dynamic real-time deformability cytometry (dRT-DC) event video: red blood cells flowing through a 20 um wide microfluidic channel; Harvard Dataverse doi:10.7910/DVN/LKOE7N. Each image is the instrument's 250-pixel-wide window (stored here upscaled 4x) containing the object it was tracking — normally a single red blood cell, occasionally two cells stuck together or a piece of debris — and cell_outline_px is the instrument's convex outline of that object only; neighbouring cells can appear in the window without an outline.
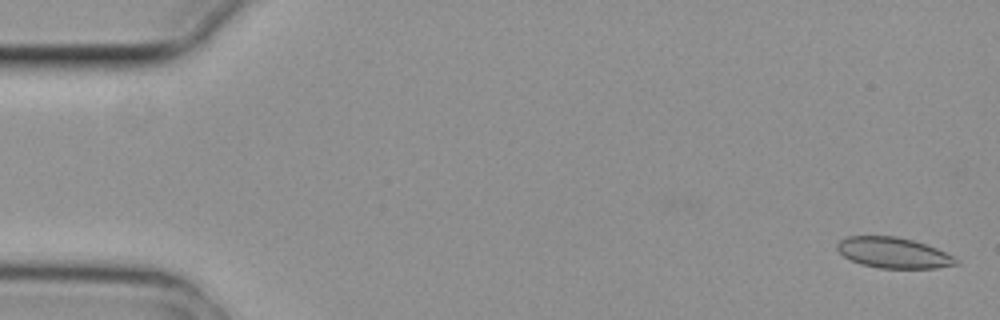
{"species": "common noctule bat (a hibernating species)", "species_latin": "Nyctalus noctula", "temperature_condition": "cold", "stored_images_in_passage": 4, "segment_of_instrument_passage": [2, 2], "camera_frame_rate_fps": 3000, "um_per_image_px": 0.085, "animal": {"sex": "female", "body_mass_g": 29.2, "forearm_length_mm": 56.3}, "frame": {"image": 1, "passage_image": 4, "time_ms": 1.0, "image_size_px": [1000, 320], "cell_outline_px": [[960, 264], [936, 268], [880, 268], [860, 264], [844, 256], [836, 248], [836, 244], [840, 240], [848, 236], [896, 236], [912, 240], [936, 248], [960, 260]], "centroid_in_image_um": [75.94, 21.49], "position_along_channel_um": 9.1, "area_um2": 21.15}}